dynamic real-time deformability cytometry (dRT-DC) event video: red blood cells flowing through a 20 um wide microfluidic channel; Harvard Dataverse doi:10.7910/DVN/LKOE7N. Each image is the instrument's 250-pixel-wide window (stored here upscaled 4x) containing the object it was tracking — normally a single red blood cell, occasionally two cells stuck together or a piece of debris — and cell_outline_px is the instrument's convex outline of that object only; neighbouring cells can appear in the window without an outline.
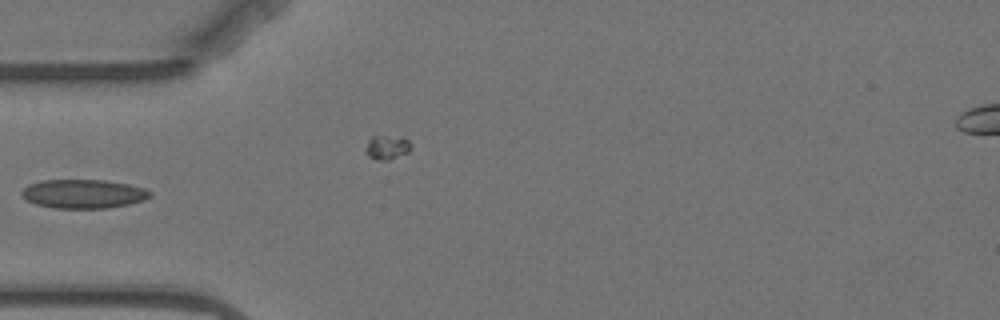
{"species": "Egyptian fruit bat (a non-hibernating species)", "species_latin": "Rousettus aegyptiacus", "temperature_condition": "warm", "stored_images_in_passage": 6, "camera_frame_rate_fps": 3000, "um_per_image_px": 0.085, "animal": {"sex": "female"}, "frame": {"image": 1, "passage_image": 5, "time_ms": 4.667, "image_size_px": [1000, 320], "cell_outline_px": [[152, 196], [144, 200], [128, 204], [108, 208], [56, 208], [36, 204], [20, 196], [20, 192], [28, 184], [40, 180], [104, 180], [128, 184], [144, 188], [152, 192]], "centroid_in_image_um": [7.08, 16.47], "position_along_channel_um": 77.9, "area_um2": 21.68}}